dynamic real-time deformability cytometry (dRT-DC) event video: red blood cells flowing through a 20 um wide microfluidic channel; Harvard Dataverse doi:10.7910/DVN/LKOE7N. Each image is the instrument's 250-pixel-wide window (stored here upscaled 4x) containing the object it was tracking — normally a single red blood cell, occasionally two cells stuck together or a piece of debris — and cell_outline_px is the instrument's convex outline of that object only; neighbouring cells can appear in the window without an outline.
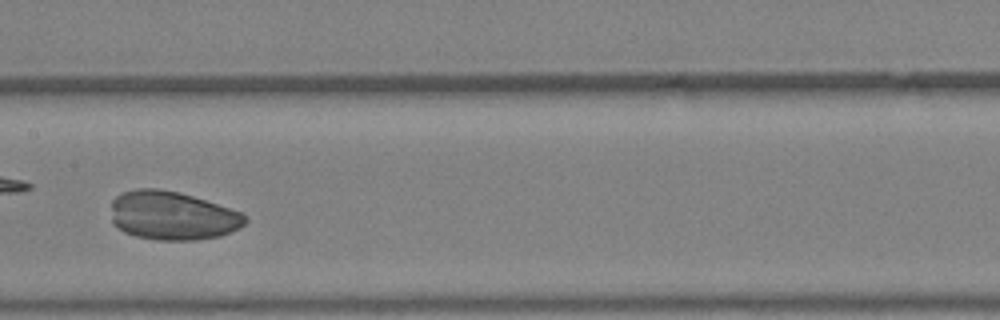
{"species": "Egyptian fruit bat (a non-hibernating species)", "species_latin": "Rousettus aegyptiacus", "temperature_condition": "warm", "stored_images_in_passage": 32, "camera_frame_rate_fps": 3000, "um_per_image_px": 0.085, "animal": {"sex": "female"}, "frame": {"image": 1, "passage_image": 13, "time_ms": 4.0, "image_size_px": [1000, 320], "cell_outline_px": [[248, 220], [244, 224], [220, 236], [196, 240], [156, 240], [136, 236], [124, 232], [116, 228], [112, 224], [112, 200], [116, 196], [124, 192], [136, 188], [156, 188], [180, 192], [240, 212]], "centroid_in_image_um": [14.58, 18.33], "position_along_channel_um": 192.8, "area_um2": 37.86}}
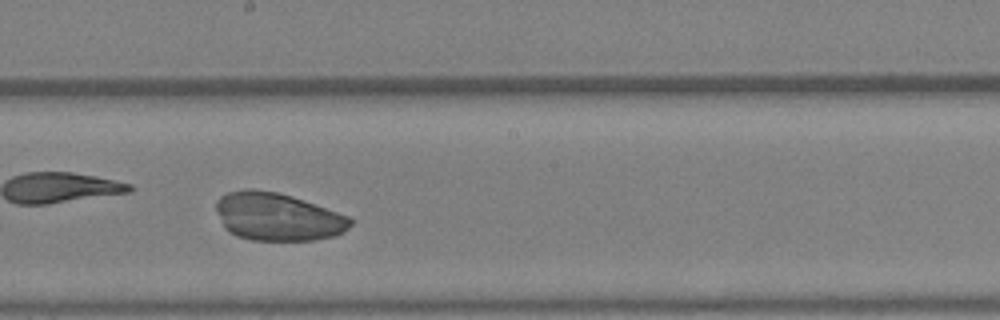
{"frame": {"image": 2, "passage_image": 15, "time_ms": 4.667, "image_size_px": [1000, 320], "cell_outline_px": [[352, 224], [344, 232], [336, 236], [316, 240], [252, 240], [236, 236], [228, 232], [224, 228], [216, 212], [216, 200], [220, 196], [228, 192], [244, 188], [252, 188], [276, 192], [292, 196], [352, 216]], "centroid_in_image_um": [23.6, 18.42], "position_along_channel_um": 224.6, "area_um2": 38.03}}
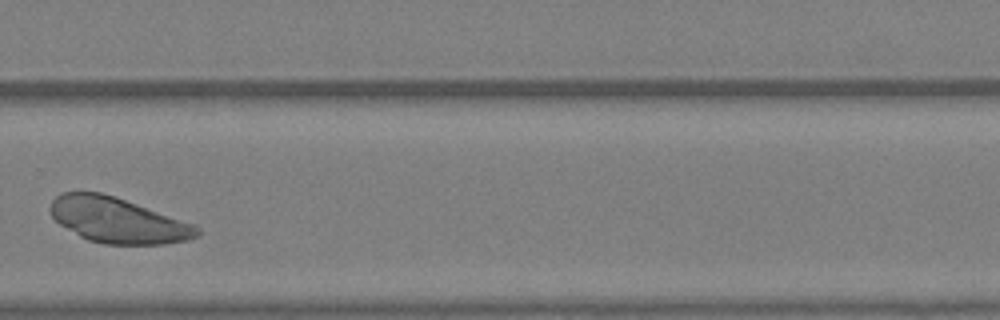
{"frame": {"image": 3, "passage_image": 21, "time_ms": 6.667, "image_size_px": [1000, 320], "cell_outline_px": [[200, 236], [188, 240], [164, 244], [104, 244], [88, 240], [80, 236], [60, 224], [52, 216], [48, 208], [52, 200], [56, 196], [64, 192], [100, 192], [196, 224], [200, 232]], "centroid_in_image_um": [10.02, 18.73], "position_along_channel_um": 319.8, "area_um2": 38.55}}